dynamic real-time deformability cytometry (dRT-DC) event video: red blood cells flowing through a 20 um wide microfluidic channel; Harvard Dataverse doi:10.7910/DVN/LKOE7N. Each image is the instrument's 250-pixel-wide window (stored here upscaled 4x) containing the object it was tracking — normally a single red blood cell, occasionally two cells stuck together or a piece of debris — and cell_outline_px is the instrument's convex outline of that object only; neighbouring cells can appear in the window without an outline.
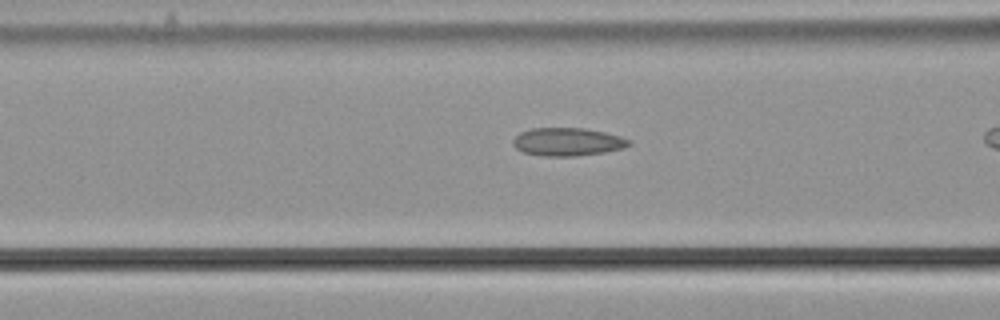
{"species": "common noctule bat (a hibernating species)", "species_latin": "Nyctalus noctula", "temperature_condition": "cold", "stored_images_in_passage": 12, "camera_frame_rate_fps": 3000, "um_per_image_px": 0.085, "animal": {"sex": "male", "body_mass_g": 21.5, "forearm_length_mm": 52.0}, "frame": {"image": 1, "passage_image": 7, "time_ms": 2.0, "image_size_px": [1000, 320], "cell_outline_px": [[632, 144], [624, 148], [604, 152], [576, 156], [544, 156], [524, 152], [516, 148], [512, 144], [512, 140], [520, 132], [532, 128], [584, 128], [604, 132], [620, 136], [632, 140]], "centroid_in_image_um": [48.26, 12.05], "position_along_channel_um": 118.3, "area_um2": 19.02}}
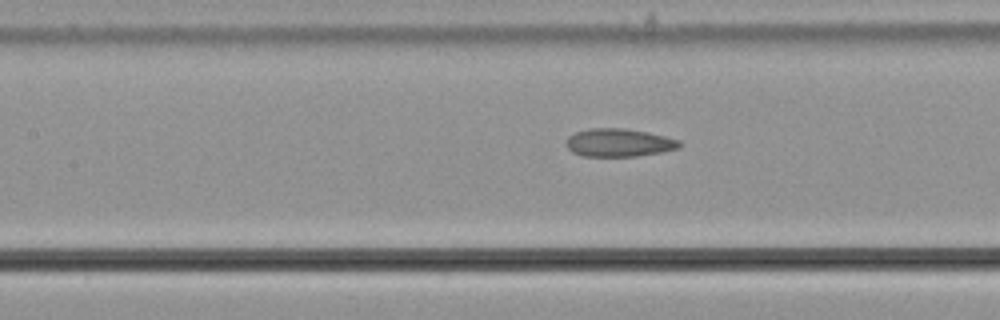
{"frame": {"image": 2, "passage_image": 10, "time_ms": 3.0, "image_size_px": [1000, 320], "cell_outline_px": [[684, 144], [680, 148], [660, 152], [636, 156], [584, 156], [572, 152], [564, 144], [568, 136], [576, 132], [588, 128], [624, 128], [648, 132], [680, 140]], "centroid_in_image_um": [52.61, 12.12], "position_along_channel_um": 154.8, "area_um2": 18.67}}